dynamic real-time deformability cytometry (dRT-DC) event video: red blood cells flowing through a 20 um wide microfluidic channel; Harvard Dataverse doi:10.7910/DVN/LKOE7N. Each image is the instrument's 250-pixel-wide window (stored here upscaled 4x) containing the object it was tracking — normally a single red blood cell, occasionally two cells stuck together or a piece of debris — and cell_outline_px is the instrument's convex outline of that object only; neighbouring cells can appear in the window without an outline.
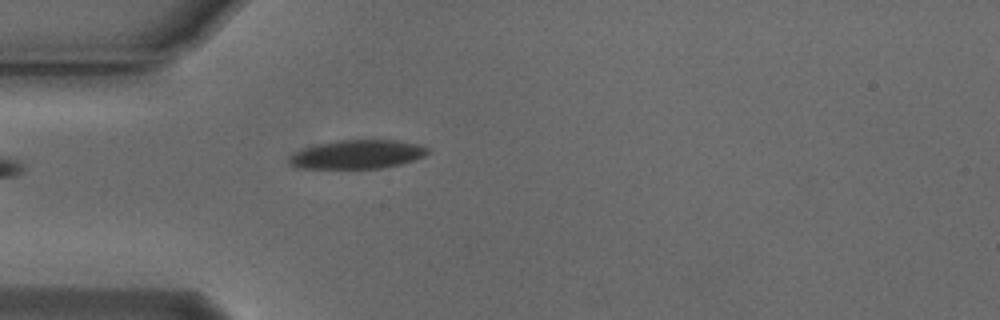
{"species": "Egyptian fruit bat (a non-hibernating species)", "species_latin": "Rousettus aegyptiacus", "temperature_condition": "cold", "stored_images_in_passage": 40, "camera_frame_rate_fps": 3000, "um_per_image_px": 0.085, "animal": {"sex": "male"}, "frame": {"image": 1, "passage_image": 1, "time_ms": 0.0, "image_size_px": [1000, 320], "cell_outline_px": [[428, 152], [424, 156], [400, 164], [384, 168], [296, 168], [288, 160], [288, 156], [300, 148], [336, 140], [396, 140], [416, 144], [428, 148]], "centroid_in_image_um": [30.31, 13.12], "position_along_channel_um": 54.7, "area_um2": 23.18}}
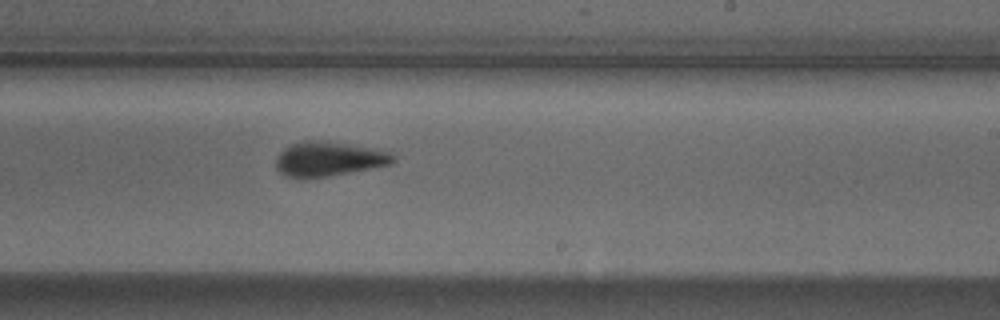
{"frame": {"image": 2, "passage_image": 18, "time_ms": 5.667, "image_size_px": [1000, 320], "cell_outline_px": [[396, 160], [392, 164], [328, 176], [284, 176], [276, 168], [276, 156], [284, 148], [292, 144], [304, 140], [320, 140], [372, 148], [388, 152], [396, 156]], "centroid_in_image_um": [27.94, 13.49], "position_along_channel_um": 261.1, "area_um2": 23.12}}
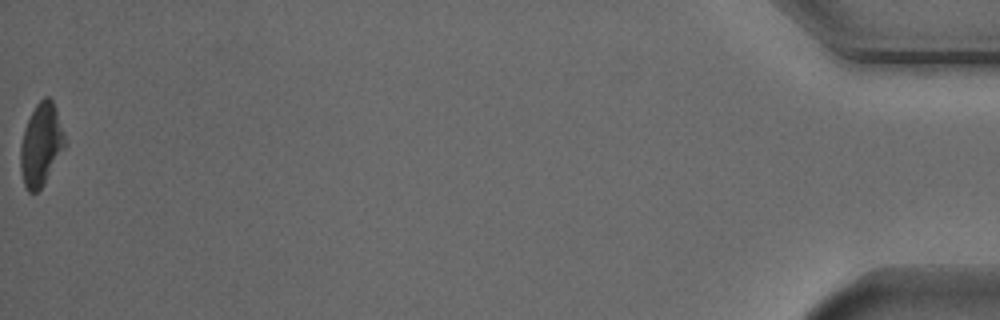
{"frame": {"image": 3, "passage_image": 40, "time_ms": 13.0, "image_size_px": [1000, 320], "cell_outline_px": [[64, 148], [44, 184], [36, 192], [28, 192], [24, 184], [20, 168], [20, 144], [24, 128], [36, 104], [44, 96], [48, 96], [52, 100], [56, 108], [64, 132]], "centroid_in_image_um": [3.47, 12.28], "position_along_channel_um": 431.7, "area_um2": 21.15}, "authors_computed_cell_mechanics": {"area_um2": 23.0622, "velocity_mm_per_s": 3.7574, "shape_relaxation_time_tau1_ms": 2.5318, "shape_relaxation_time_tau2_ms": 3.8024, "deformation_change_tau1": 0.1196, "deformation_change_tau2": 0.1288}}